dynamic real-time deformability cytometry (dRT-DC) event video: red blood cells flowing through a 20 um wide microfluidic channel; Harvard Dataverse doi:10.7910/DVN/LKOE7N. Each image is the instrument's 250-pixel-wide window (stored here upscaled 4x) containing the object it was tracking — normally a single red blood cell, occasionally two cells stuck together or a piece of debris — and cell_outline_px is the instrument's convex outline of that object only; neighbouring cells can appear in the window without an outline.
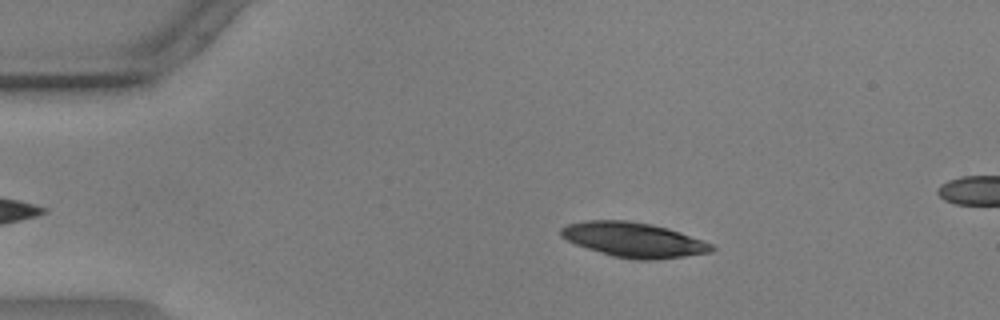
{"species": "common noctule bat (a hibernating species)", "species_latin": "Nyctalus noctula", "temperature_condition": "warm", "stored_images_in_passage": 56, "camera_frame_rate_fps": 3000, "um_per_image_px": 0.085, "animal": {"sex": "male", "body_mass_g": 17.9, "forearm_length_mm": 54.2}, "frame": {"image": 1, "passage_image": 10, "time_ms": 3.0, "image_size_px": [1000, 320], "cell_outline_px": [[716, 248], [712, 252], [684, 256], [652, 260], [632, 260], [612, 256], [576, 244], [560, 236], [560, 228], [568, 224], [584, 220], [628, 220], [652, 224], [668, 228], [680, 232], [712, 244]], "centroid_in_image_um": [53.85, 20.38], "position_along_channel_um": 31.1, "area_um2": 30.52}}
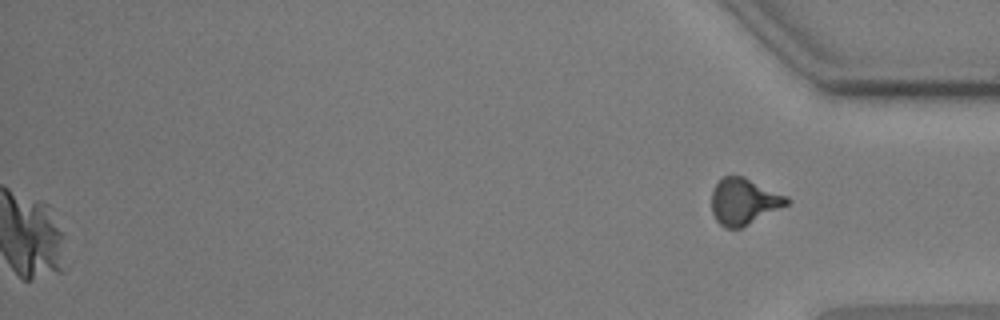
{"frame": {"image": 2, "passage_image": 56, "time_ms": 18.333, "image_size_px": [1000, 320], "cell_outline_px": [[792, 200], [788, 204], [740, 228], [724, 228], [716, 220], [712, 212], [712, 192], [716, 184], [724, 176], [744, 176], [788, 196]], "centroid_in_image_um": [63.24, 17.11], "position_along_channel_um": 372.0, "area_um2": 20.17}}